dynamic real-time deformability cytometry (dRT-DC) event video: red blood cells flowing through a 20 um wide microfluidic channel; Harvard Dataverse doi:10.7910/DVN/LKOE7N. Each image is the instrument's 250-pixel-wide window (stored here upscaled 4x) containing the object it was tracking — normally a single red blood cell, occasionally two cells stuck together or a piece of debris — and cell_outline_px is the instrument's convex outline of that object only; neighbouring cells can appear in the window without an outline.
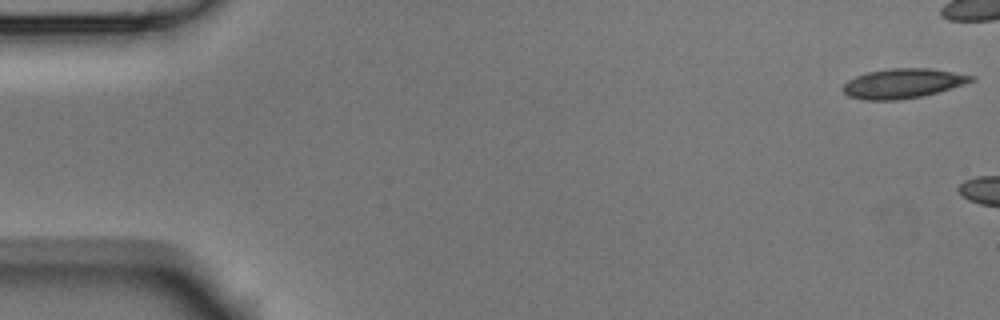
{"species": "Egyptian fruit bat (a non-hibernating species)", "species_latin": "Rousettus aegyptiacus", "temperature_condition": "room temperature", "stored_images_in_passage": 3, "camera_frame_rate_fps": 3000, "um_per_image_px": 0.085, "animal": {"sex": "male"}, "frame": {"image": 1, "passage_image": 1, "time_ms": 0.0, "image_size_px": [1000, 320], "cell_outline_px": [[976, 80], [964, 84], [936, 92], [920, 96], [900, 100], [864, 100], [848, 96], [840, 88], [848, 80], [856, 76], [868, 72], [888, 68], [932, 68], [976, 76]], "centroid_in_image_um": [76.73, 7.08], "position_along_channel_um": 8.3, "area_um2": 22.2}}